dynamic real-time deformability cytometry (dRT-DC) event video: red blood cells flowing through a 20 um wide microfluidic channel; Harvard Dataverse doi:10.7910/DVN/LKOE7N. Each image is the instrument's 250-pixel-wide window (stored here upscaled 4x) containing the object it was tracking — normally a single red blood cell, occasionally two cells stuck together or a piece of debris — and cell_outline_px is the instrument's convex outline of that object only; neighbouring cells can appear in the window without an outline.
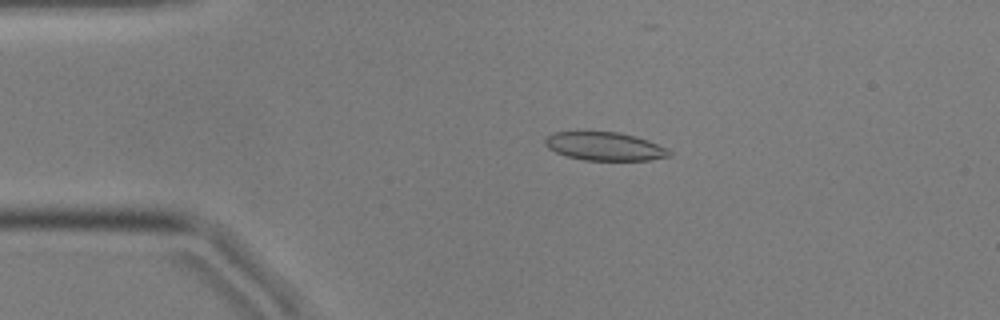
{"species": "common noctule bat (a hibernating species)", "species_latin": "Nyctalus noctula", "temperature_condition": "cold", "stored_images_in_passage": 54, "camera_frame_rate_fps": 3000, "um_per_image_px": 0.085, "animal": {"sex": "male", "body_mass_g": 17.9, "forearm_length_mm": 54.2}, "frame": {"image": 1, "passage_image": 10, "time_ms": 3.0, "image_size_px": [1000, 320], "cell_outline_px": [[672, 156], [648, 160], [584, 160], [568, 156], [556, 152], [548, 148], [544, 144], [544, 140], [548, 136], [556, 132], [620, 132], [636, 136], [648, 140], [672, 152]], "centroid_in_image_um": [51.41, 12.44], "position_along_channel_um": 33.6, "area_um2": 20.35}}
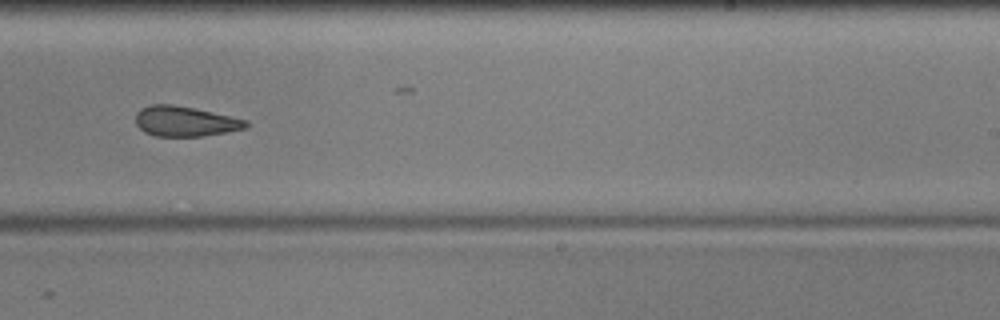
{"frame": {"image": 2, "passage_image": 33, "time_ms": 10.667, "image_size_px": [1000, 320], "cell_outline_px": [[248, 128], [200, 136], [156, 136], [144, 132], [136, 124], [136, 112], [140, 108], [152, 104], [172, 104], [212, 112], [248, 120]], "centroid_in_image_um": [15.71, 10.31], "position_along_channel_um": 273.3, "area_um2": 19.25}}
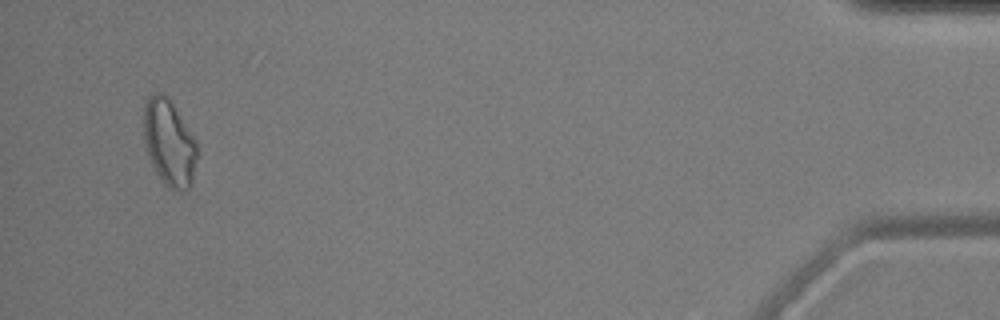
{"frame": {"image": 3, "passage_image": 52, "time_ms": 17.0, "image_size_px": [1000, 320], "cell_outline_px": [[196, 156], [192, 180], [188, 188], [172, 188], [164, 184], [156, 172], [152, 164], [144, 140], [144, 100], [152, 92], [164, 92], [168, 96], [192, 136], [196, 144]], "centroid_in_image_um": [14.33, 12.05], "position_along_channel_um": 420.9, "area_um2": 26.18}, "authors_computed_cell_mechanics": {"area_um2": 20.8369, "velocity_mm_per_s": 3.5862, "shape_relaxation_time_tau1_ms": 8.3515, "shape_relaxation_time_tau2_ms": 4.9767, "deformation_change_tau1": 0.1422, "deformation_change_tau2": 0.1177}}